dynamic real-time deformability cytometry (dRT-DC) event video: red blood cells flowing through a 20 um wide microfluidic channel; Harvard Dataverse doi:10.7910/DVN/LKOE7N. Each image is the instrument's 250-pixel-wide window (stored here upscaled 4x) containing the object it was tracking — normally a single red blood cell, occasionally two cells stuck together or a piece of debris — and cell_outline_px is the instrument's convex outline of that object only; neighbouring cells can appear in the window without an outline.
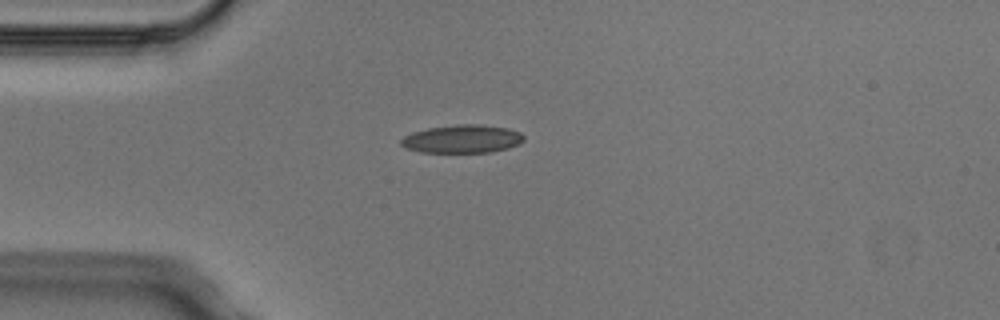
{"species": "Egyptian fruit bat (a non-hibernating species)", "species_latin": "Rousettus aegyptiacus", "temperature_condition": "cold", "stored_images_in_passage": 2, "camera_frame_rate_fps": 3000, "um_per_image_px": 0.085, "animal": {"sex": "male"}, "frame": {"image": 1, "passage_image": 1, "time_ms": 0.0, "image_size_px": [1000, 320], "cell_outline_px": [[524, 140], [520, 144], [508, 148], [492, 152], [420, 152], [404, 148], [400, 144], [400, 140], [404, 136], [412, 132], [428, 128], [460, 124], [480, 124], [508, 128], [520, 132], [524, 136]], "centroid_in_image_um": [39.29, 11.81], "position_along_channel_um": 45.7, "area_um2": 20.29}}